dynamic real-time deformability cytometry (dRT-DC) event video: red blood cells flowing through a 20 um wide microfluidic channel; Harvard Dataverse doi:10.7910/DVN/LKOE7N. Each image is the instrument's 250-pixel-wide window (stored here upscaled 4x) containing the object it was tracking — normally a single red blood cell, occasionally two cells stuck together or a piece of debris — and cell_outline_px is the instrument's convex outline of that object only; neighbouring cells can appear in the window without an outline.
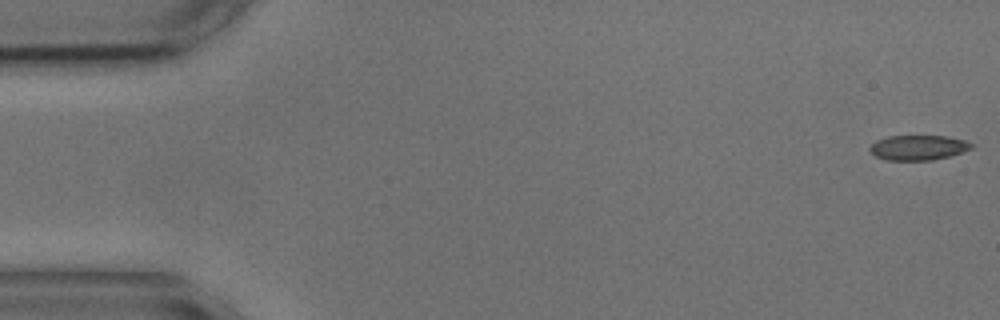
{"species": "common noctule bat (a hibernating species)", "species_latin": "Nyctalus noctula", "temperature_condition": "cold", "stored_images_in_passage": 53, "camera_frame_rate_fps": 3000, "um_per_image_px": 0.085, "animal": {"sex": "male", "body_mass_g": 17.9, "forearm_length_mm": 54.2}, "frame": {"image": 1, "passage_image": 1, "time_ms": 0.0, "image_size_px": [1000, 320], "cell_outline_px": [[976, 144], [972, 148], [948, 156], [932, 160], [888, 160], [876, 156], [868, 148], [876, 140], [888, 136], [948, 136], [964, 140]], "centroid_in_image_um": [78.06, 12.53], "position_along_channel_um": 6.9, "area_um2": 14.68}}
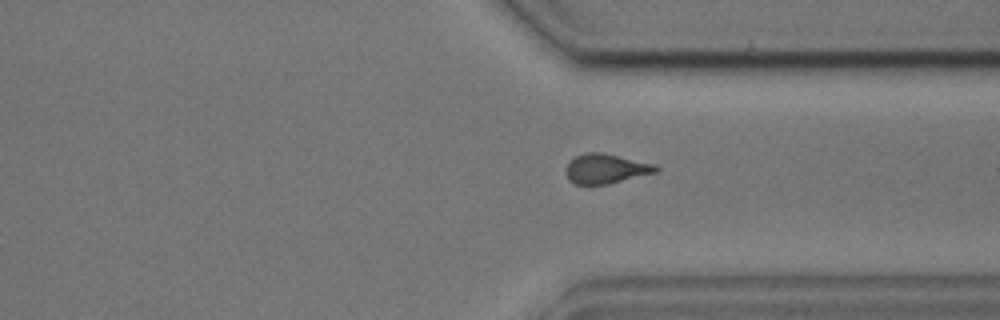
{"frame": {"image": 2, "passage_image": 41, "time_ms": 13.333, "image_size_px": [1000, 320], "cell_outline_px": [[660, 168], [656, 172], [608, 184], [576, 184], [568, 180], [564, 172], [564, 168], [568, 160], [584, 152], [604, 152], [656, 164]], "centroid_in_image_um": [51.45, 14.32], "position_along_channel_um": 359.9, "area_um2": 15.9}}
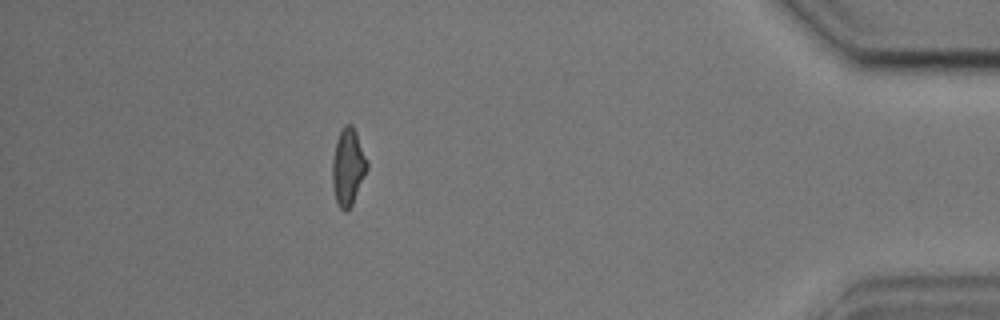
{"frame": {"image": 3, "passage_image": 49, "time_ms": 16.0, "image_size_px": [1000, 320], "cell_outline_px": [[368, 168], [352, 204], [344, 212], [336, 204], [332, 184], [332, 160], [336, 140], [344, 124], [352, 124], [356, 132], [368, 160]], "centroid_in_image_um": [29.57, 14.18], "position_along_channel_um": 405.6, "area_um2": 15.66}, "authors_computed_cell_mechanics": {"area_um2": 15.606, "velocity_mm_per_s": 3.6063, "shape_relaxation_time_tau1_ms": 7.3921, "shape_relaxation_time_tau2_ms": 2.1215, "deformation_change_tau1": 0.1723, "deformation_change_tau2": 0.0766}}